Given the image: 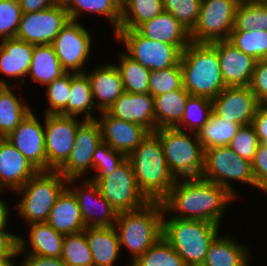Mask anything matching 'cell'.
I'll use <instances>...</instances> for the list:
<instances>
[{
  "instance_id": "cell-1",
  "label": "cell",
  "mask_w": 267,
  "mask_h": 266,
  "mask_svg": "<svg viewBox=\"0 0 267 266\" xmlns=\"http://www.w3.org/2000/svg\"><path fill=\"white\" fill-rule=\"evenodd\" d=\"M235 199L222 186L199 177L177 179L161 203L164 215L177 212L171 215L220 225L227 204Z\"/></svg>"
},
{
  "instance_id": "cell-2",
  "label": "cell",
  "mask_w": 267,
  "mask_h": 266,
  "mask_svg": "<svg viewBox=\"0 0 267 266\" xmlns=\"http://www.w3.org/2000/svg\"><path fill=\"white\" fill-rule=\"evenodd\" d=\"M139 190L149 201H161L177 180L171 173L159 137L153 132L126 157Z\"/></svg>"
},
{
  "instance_id": "cell-3",
  "label": "cell",
  "mask_w": 267,
  "mask_h": 266,
  "mask_svg": "<svg viewBox=\"0 0 267 266\" xmlns=\"http://www.w3.org/2000/svg\"><path fill=\"white\" fill-rule=\"evenodd\" d=\"M183 88L193 96L215 98L226 86L217 49L211 43L191 42L181 53Z\"/></svg>"
},
{
  "instance_id": "cell-4",
  "label": "cell",
  "mask_w": 267,
  "mask_h": 266,
  "mask_svg": "<svg viewBox=\"0 0 267 266\" xmlns=\"http://www.w3.org/2000/svg\"><path fill=\"white\" fill-rule=\"evenodd\" d=\"M163 217L161 201H149L138 209L118 214L114 227L121 249L126 246L132 254L131 263L163 236Z\"/></svg>"
},
{
  "instance_id": "cell-5",
  "label": "cell",
  "mask_w": 267,
  "mask_h": 266,
  "mask_svg": "<svg viewBox=\"0 0 267 266\" xmlns=\"http://www.w3.org/2000/svg\"><path fill=\"white\" fill-rule=\"evenodd\" d=\"M163 218V237L185 265H202L211 242L219 234V224L202 220Z\"/></svg>"
},
{
  "instance_id": "cell-6",
  "label": "cell",
  "mask_w": 267,
  "mask_h": 266,
  "mask_svg": "<svg viewBox=\"0 0 267 266\" xmlns=\"http://www.w3.org/2000/svg\"><path fill=\"white\" fill-rule=\"evenodd\" d=\"M68 179L57 170L38 171L20 189L18 214L28 224L46 222L57 198L67 187Z\"/></svg>"
},
{
  "instance_id": "cell-7",
  "label": "cell",
  "mask_w": 267,
  "mask_h": 266,
  "mask_svg": "<svg viewBox=\"0 0 267 266\" xmlns=\"http://www.w3.org/2000/svg\"><path fill=\"white\" fill-rule=\"evenodd\" d=\"M154 133L161 141L168 167L176 179L201 177L204 149L197 134L188 135L176 128H159Z\"/></svg>"
},
{
  "instance_id": "cell-8",
  "label": "cell",
  "mask_w": 267,
  "mask_h": 266,
  "mask_svg": "<svg viewBox=\"0 0 267 266\" xmlns=\"http://www.w3.org/2000/svg\"><path fill=\"white\" fill-rule=\"evenodd\" d=\"M201 178L222 186L236 199L238 196L232 185L229 184L230 180L256 187L251 162L241 158L229 146L204 150V167Z\"/></svg>"
},
{
  "instance_id": "cell-9",
  "label": "cell",
  "mask_w": 267,
  "mask_h": 266,
  "mask_svg": "<svg viewBox=\"0 0 267 266\" xmlns=\"http://www.w3.org/2000/svg\"><path fill=\"white\" fill-rule=\"evenodd\" d=\"M114 36L124 44L128 56L150 71L165 69L180 62L182 51L176 45L146 38L136 29H117Z\"/></svg>"
},
{
  "instance_id": "cell-10",
  "label": "cell",
  "mask_w": 267,
  "mask_h": 266,
  "mask_svg": "<svg viewBox=\"0 0 267 266\" xmlns=\"http://www.w3.org/2000/svg\"><path fill=\"white\" fill-rule=\"evenodd\" d=\"M240 0H201L198 20L190 31L191 41L211 43L228 40L234 28L235 11Z\"/></svg>"
},
{
  "instance_id": "cell-11",
  "label": "cell",
  "mask_w": 267,
  "mask_h": 266,
  "mask_svg": "<svg viewBox=\"0 0 267 266\" xmlns=\"http://www.w3.org/2000/svg\"><path fill=\"white\" fill-rule=\"evenodd\" d=\"M97 185L101 195L119 213L138 209L149 202L139 190L134 170L127 159Z\"/></svg>"
},
{
  "instance_id": "cell-12",
  "label": "cell",
  "mask_w": 267,
  "mask_h": 266,
  "mask_svg": "<svg viewBox=\"0 0 267 266\" xmlns=\"http://www.w3.org/2000/svg\"><path fill=\"white\" fill-rule=\"evenodd\" d=\"M46 171L58 170L74 147L78 126L84 121L61 114H44Z\"/></svg>"
},
{
  "instance_id": "cell-13",
  "label": "cell",
  "mask_w": 267,
  "mask_h": 266,
  "mask_svg": "<svg viewBox=\"0 0 267 266\" xmlns=\"http://www.w3.org/2000/svg\"><path fill=\"white\" fill-rule=\"evenodd\" d=\"M69 20L68 12L62 4L38 12L23 13L15 38L32 45L52 44Z\"/></svg>"
},
{
  "instance_id": "cell-14",
  "label": "cell",
  "mask_w": 267,
  "mask_h": 266,
  "mask_svg": "<svg viewBox=\"0 0 267 266\" xmlns=\"http://www.w3.org/2000/svg\"><path fill=\"white\" fill-rule=\"evenodd\" d=\"M82 23L69 20L54 38L52 46L66 72L84 73L83 66L86 64L91 48V34L84 28Z\"/></svg>"
},
{
  "instance_id": "cell-15",
  "label": "cell",
  "mask_w": 267,
  "mask_h": 266,
  "mask_svg": "<svg viewBox=\"0 0 267 266\" xmlns=\"http://www.w3.org/2000/svg\"><path fill=\"white\" fill-rule=\"evenodd\" d=\"M101 141V129L96 119L84 120L77 128L69 158L57 171L66 179L82 178L92 167V156Z\"/></svg>"
},
{
  "instance_id": "cell-16",
  "label": "cell",
  "mask_w": 267,
  "mask_h": 266,
  "mask_svg": "<svg viewBox=\"0 0 267 266\" xmlns=\"http://www.w3.org/2000/svg\"><path fill=\"white\" fill-rule=\"evenodd\" d=\"M78 178L68 179L67 186L75 195L86 227H112L117 221L119 212L101 195L99 187L90 179H83L80 188H73ZM72 187V189L70 188ZM99 209V215L96 212ZM96 215V216H94Z\"/></svg>"
},
{
  "instance_id": "cell-17",
  "label": "cell",
  "mask_w": 267,
  "mask_h": 266,
  "mask_svg": "<svg viewBox=\"0 0 267 266\" xmlns=\"http://www.w3.org/2000/svg\"><path fill=\"white\" fill-rule=\"evenodd\" d=\"M259 104L249 86L225 87L212 99V113L244 126L252 124Z\"/></svg>"
},
{
  "instance_id": "cell-18",
  "label": "cell",
  "mask_w": 267,
  "mask_h": 266,
  "mask_svg": "<svg viewBox=\"0 0 267 266\" xmlns=\"http://www.w3.org/2000/svg\"><path fill=\"white\" fill-rule=\"evenodd\" d=\"M6 139L39 171H46L45 133L33 111Z\"/></svg>"
},
{
  "instance_id": "cell-19",
  "label": "cell",
  "mask_w": 267,
  "mask_h": 266,
  "mask_svg": "<svg viewBox=\"0 0 267 266\" xmlns=\"http://www.w3.org/2000/svg\"><path fill=\"white\" fill-rule=\"evenodd\" d=\"M211 44L217 49L225 86H249L257 60L238 50L228 40H217Z\"/></svg>"
},
{
  "instance_id": "cell-20",
  "label": "cell",
  "mask_w": 267,
  "mask_h": 266,
  "mask_svg": "<svg viewBox=\"0 0 267 266\" xmlns=\"http://www.w3.org/2000/svg\"><path fill=\"white\" fill-rule=\"evenodd\" d=\"M101 129L102 140L126 157L150 134L143 126L123 121L101 112L100 119H96Z\"/></svg>"
},
{
  "instance_id": "cell-21",
  "label": "cell",
  "mask_w": 267,
  "mask_h": 266,
  "mask_svg": "<svg viewBox=\"0 0 267 266\" xmlns=\"http://www.w3.org/2000/svg\"><path fill=\"white\" fill-rule=\"evenodd\" d=\"M38 171L6 138H0V191L15 192Z\"/></svg>"
},
{
  "instance_id": "cell-22",
  "label": "cell",
  "mask_w": 267,
  "mask_h": 266,
  "mask_svg": "<svg viewBox=\"0 0 267 266\" xmlns=\"http://www.w3.org/2000/svg\"><path fill=\"white\" fill-rule=\"evenodd\" d=\"M154 105V97L149 93L124 92L106 112L123 121L139 124L153 133L155 131Z\"/></svg>"
},
{
  "instance_id": "cell-23",
  "label": "cell",
  "mask_w": 267,
  "mask_h": 266,
  "mask_svg": "<svg viewBox=\"0 0 267 266\" xmlns=\"http://www.w3.org/2000/svg\"><path fill=\"white\" fill-rule=\"evenodd\" d=\"M136 30L146 38L174 44L181 51L192 42L187 28L165 11L141 24Z\"/></svg>"
},
{
  "instance_id": "cell-24",
  "label": "cell",
  "mask_w": 267,
  "mask_h": 266,
  "mask_svg": "<svg viewBox=\"0 0 267 266\" xmlns=\"http://www.w3.org/2000/svg\"><path fill=\"white\" fill-rule=\"evenodd\" d=\"M89 78L96 107L100 112L107 111L115 100L124 93L123 82L114 64L101 65L91 73L84 72Z\"/></svg>"
},
{
  "instance_id": "cell-25",
  "label": "cell",
  "mask_w": 267,
  "mask_h": 266,
  "mask_svg": "<svg viewBox=\"0 0 267 266\" xmlns=\"http://www.w3.org/2000/svg\"><path fill=\"white\" fill-rule=\"evenodd\" d=\"M46 222L63 235L76 234L86 228L77 199L68 186L57 198Z\"/></svg>"
},
{
  "instance_id": "cell-26",
  "label": "cell",
  "mask_w": 267,
  "mask_h": 266,
  "mask_svg": "<svg viewBox=\"0 0 267 266\" xmlns=\"http://www.w3.org/2000/svg\"><path fill=\"white\" fill-rule=\"evenodd\" d=\"M34 45L17 38L1 40L0 43V73L16 77L24 84L22 77H28Z\"/></svg>"
},
{
  "instance_id": "cell-27",
  "label": "cell",
  "mask_w": 267,
  "mask_h": 266,
  "mask_svg": "<svg viewBox=\"0 0 267 266\" xmlns=\"http://www.w3.org/2000/svg\"><path fill=\"white\" fill-rule=\"evenodd\" d=\"M84 232L93 266H114L121 251L115 227H86Z\"/></svg>"
},
{
  "instance_id": "cell-28",
  "label": "cell",
  "mask_w": 267,
  "mask_h": 266,
  "mask_svg": "<svg viewBox=\"0 0 267 266\" xmlns=\"http://www.w3.org/2000/svg\"><path fill=\"white\" fill-rule=\"evenodd\" d=\"M219 235L211 242L202 266H248L252 256L248 246Z\"/></svg>"
},
{
  "instance_id": "cell-29",
  "label": "cell",
  "mask_w": 267,
  "mask_h": 266,
  "mask_svg": "<svg viewBox=\"0 0 267 266\" xmlns=\"http://www.w3.org/2000/svg\"><path fill=\"white\" fill-rule=\"evenodd\" d=\"M190 94L182 87L154 97L155 130L175 128L181 121Z\"/></svg>"
},
{
  "instance_id": "cell-30",
  "label": "cell",
  "mask_w": 267,
  "mask_h": 266,
  "mask_svg": "<svg viewBox=\"0 0 267 266\" xmlns=\"http://www.w3.org/2000/svg\"><path fill=\"white\" fill-rule=\"evenodd\" d=\"M6 82L0 79V138H6L32 111Z\"/></svg>"
},
{
  "instance_id": "cell-31",
  "label": "cell",
  "mask_w": 267,
  "mask_h": 266,
  "mask_svg": "<svg viewBox=\"0 0 267 266\" xmlns=\"http://www.w3.org/2000/svg\"><path fill=\"white\" fill-rule=\"evenodd\" d=\"M65 73L66 71L62 68L51 44L34 45L31 65L28 71L31 79L47 86Z\"/></svg>"
},
{
  "instance_id": "cell-32",
  "label": "cell",
  "mask_w": 267,
  "mask_h": 266,
  "mask_svg": "<svg viewBox=\"0 0 267 266\" xmlns=\"http://www.w3.org/2000/svg\"><path fill=\"white\" fill-rule=\"evenodd\" d=\"M89 78L85 73L70 72V95L68 98V116L76 117L84 114L83 120H95L92 114L95 106Z\"/></svg>"
},
{
  "instance_id": "cell-33",
  "label": "cell",
  "mask_w": 267,
  "mask_h": 266,
  "mask_svg": "<svg viewBox=\"0 0 267 266\" xmlns=\"http://www.w3.org/2000/svg\"><path fill=\"white\" fill-rule=\"evenodd\" d=\"M29 242L30 251L27 254H36L59 258L62 253L64 235L55 231L47 222L30 224Z\"/></svg>"
},
{
  "instance_id": "cell-34",
  "label": "cell",
  "mask_w": 267,
  "mask_h": 266,
  "mask_svg": "<svg viewBox=\"0 0 267 266\" xmlns=\"http://www.w3.org/2000/svg\"><path fill=\"white\" fill-rule=\"evenodd\" d=\"M163 11L162 0H121V21L118 29H137Z\"/></svg>"
},
{
  "instance_id": "cell-35",
  "label": "cell",
  "mask_w": 267,
  "mask_h": 266,
  "mask_svg": "<svg viewBox=\"0 0 267 266\" xmlns=\"http://www.w3.org/2000/svg\"><path fill=\"white\" fill-rule=\"evenodd\" d=\"M70 20L78 21L84 12L107 17L117 31L121 21V0H69L65 5Z\"/></svg>"
},
{
  "instance_id": "cell-36",
  "label": "cell",
  "mask_w": 267,
  "mask_h": 266,
  "mask_svg": "<svg viewBox=\"0 0 267 266\" xmlns=\"http://www.w3.org/2000/svg\"><path fill=\"white\" fill-rule=\"evenodd\" d=\"M241 126L215 116L213 113L207 123L197 132L203 149L228 146Z\"/></svg>"
},
{
  "instance_id": "cell-37",
  "label": "cell",
  "mask_w": 267,
  "mask_h": 266,
  "mask_svg": "<svg viewBox=\"0 0 267 266\" xmlns=\"http://www.w3.org/2000/svg\"><path fill=\"white\" fill-rule=\"evenodd\" d=\"M119 65L116 64L123 82L124 92L142 94L149 93L150 70L143 67L125 52L120 55Z\"/></svg>"
},
{
  "instance_id": "cell-38",
  "label": "cell",
  "mask_w": 267,
  "mask_h": 266,
  "mask_svg": "<svg viewBox=\"0 0 267 266\" xmlns=\"http://www.w3.org/2000/svg\"><path fill=\"white\" fill-rule=\"evenodd\" d=\"M267 31V5L256 0H240L235 11L232 31Z\"/></svg>"
},
{
  "instance_id": "cell-39",
  "label": "cell",
  "mask_w": 267,
  "mask_h": 266,
  "mask_svg": "<svg viewBox=\"0 0 267 266\" xmlns=\"http://www.w3.org/2000/svg\"><path fill=\"white\" fill-rule=\"evenodd\" d=\"M211 115V99L203 96L190 95L186 101L183 117L175 128L184 131L182 127H186L185 130L189 129L190 134H197V132L207 123Z\"/></svg>"
},
{
  "instance_id": "cell-40",
  "label": "cell",
  "mask_w": 267,
  "mask_h": 266,
  "mask_svg": "<svg viewBox=\"0 0 267 266\" xmlns=\"http://www.w3.org/2000/svg\"><path fill=\"white\" fill-rule=\"evenodd\" d=\"M131 266H185L183 259L162 236Z\"/></svg>"
},
{
  "instance_id": "cell-41",
  "label": "cell",
  "mask_w": 267,
  "mask_h": 266,
  "mask_svg": "<svg viewBox=\"0 0 267 266\" xmlns=\"http://www.w3.org/2000/svg\"><path fill=\"white\" fill-rule=\"evenodd\" d=\"M61 259L67 266H93L85 232L64 235Z\"/></svg>"
},
{
  "instance_id": "cell-42",
  "label": "cell",
  "mask_w": 267,
  "mask_h": 266,
  "mask_svg": "<svg viewBox=\"0 0 267 266\" xmlns=\"http://www.w3.org/2000/svg\"><path fill=\"white\" fill-rule=\"evenodd\" d=\"M228 41L238 50L259 61L267 57V31H231Z\"/></svg>"
},
{
  "instance_id": "cell-43",
  "label": "cell",
  "mask_w": 267,
  "mask_h": 266,
  "mask_svg": "<svg viewBox=\"0 0 267 266\" xmlns=\"http://www.w3.org/2000/svg\"><path fill=\"white\" fill-rule=\"evenodd\" d=\"M126 156L110 147L105 141H101L92 156V168L97 171L92 178L93 183H98L101 179L116 170L124 161Z\"/></svg>"
},
{
  "instance_id": "cell-44",
  "label": "cell",
  "mask_w": 267,
  "mask_h": 266,
  "mask_svg": "<svg viewBox=\"0 0 267 266\" xmlns=\"http://www.w3.org/2000/svg\"><path fill=\"white\" fill-rule=\"evenodd\" d=\"M183 87L180 62L165 69L151 71L149 78V94L153 97L169 93Z\"/></svg>"
},
{
  "instance_id": "cell-45",
  "label": "cell",
  "mask_w": 267,
  "mask_h": 266,
  "mask_svg": "<svg viewBox=\"0 0 267 266\" xmlns=\"http://www.w3.org/2000/svg\"><path fill=\"white\" fill-rule=\"evenodd\" d=\"M49 107L44 114L68 116V98L70 95V72H66L46 86Z\"/></svg>"
},
{
  "instance_id": "cell-46",
  "label": "cell",
  "mask_w": 267,
  "mask_h": 266,
  "mask_svg": "<svg viewBox=\"0 0 267 266\" xmlns=\"http://www.w3.org/2000/svg\"><path fill=\"white\" fill-rule=\"evenodd\" d=\"M163 10L172 14L190 32L197 23L201 0H162Z\"/></svg>"
},
{
  "instance_id": "cell-47",
  "label": "cell",
  "mask_w": 267,
  "mask_h": 266,
  "mask_svg": "<svg viewBox=\"0 0 267 266\" xmlns=\"http://www.w3.org/2000/svg\"><path fill=\"white\" fill-rule=\"evenodd\" d=\"M19 0H0V39L15 38L22 18Z\"/></svg>"
},
{
  "instance_id": "cell-48",
  "label": "cell",
  "mask_w": 267,
  "mask_h": 266,
  "mask_svg": "<svg viewBox=\"0 0 267 266\" xmlns=\"http://www.w3.org/2000/svg\"><path fill=\"white\" fill-rule=\"evenodd\" d=\"M259 143L254 126L249 124L238 129L228 146L241 158L252 162Z\"/></svg>"
},
{
  "instance_id": "cell-49",
  "label": "cell",
  "mask_w": 267,
  "mask_h": 266,
  "mask_svg": "<svg viewBox=\"0 0 267 266\" xmlns=\"http://www.w3.org/2000/svg\"><path fill=\"white\" fill-rule=\"evenodd\" d=\"M249 88L260 104H267V57L256 62Z\"/></svg>"
},
{
  "instance_id": "cell-50",
  "label": "cell",
  "mask_w": 267,
  "mask_h": 266,
  "mask_svg": "<svg viewBox=\"0 0 267 266\" xmlns=\"http://www.w3.org/2000/svg\"><path fill=\"white\" fill-rule=\"evenodd\" d=\"M251 169L257 189L267 192V145L259 143L251 162Z\"/></svg>"
},
{
  "instance_id": "cell-51",
  "label": "cell",
  "mask_w": 267,
  "mask_h": 266,
  "mask_svg": "<svg viewBox=\"0 0 267 266\" xmlns=\"http://www.w3.org/2000/svg\"><path fill=\"white\" fill-rule=\"evenodd\" d=\"M7 225L0 227V256H17L26 250L25 238L6 231Z\"/></svg>"
},
{
  "instance_id": "cell-52",
  "label": "cell",
  "mask_w": 267,
  "mask_h": 266,
  "mask_svg": "<svg viewBox=\"0 0 267 266\" xmlns=\"http://www.w3.org/2000/svg\"><path fill=\"white\" fill-rule=\"evenodd\" d=\"M259 142L267 140V104H259L252 121Z\"/></svg>"
},
{
  "instance_id": "cell-53",
  "label": "cell",
  "mask_w": 267,
  "mask_h": 266,
  "mask_svg": "<svg viewBox=\"0 0 267 266\" xmlns=\"http://www.w3.org/2000/svg\"><path fill=\"white\" fill-rule=\"evenodd\" d=\"M22 261L20 266H67L61 257L54 258L36 254L26 253V256Z\"/></svg>"
},
{
  "instance_id": "cell-54",
  "label": "cell",
  "mask_w": 267,
  "mask_h": 266,
  "mask_svg": "<svg viewBox=\"0 0 267 266\" xmlns=\"http://www.w3.org/2000/svg\"><path fill=\"white\" fill-rule=\"evenodd\" d=\"M23 13H33L57 5L55 0H19Z\"/></svg>"
},
{
  "instance_id": "cell-55",
  "label": "cell",
  "mask_w": 267,
  "mask_h": 266,
  "mask_svg": "<svg viewBox=\"0 0 267 266\" xmlns=\"http://www.w3.org/2000/svg\"><path fill=\"white\" fill-rule=\"evenodd\" d=\"M8 206L4 202V200L0 199V227L8 225V220H9V211L7 208Z\"/></svg>"
},
{
  "instance_id": "cell-56",
  "label": "cell",
  "mask_w": 267,
  "mask_h": 266,
  "mask_svg": "<svg viewBox=\"0 0 267 266\" xmlns=\"http://www.w3.org/2000/svg\"><path fill=\"white\" fill-rule=\"evenodd\" d=\"M12 258L14 256H0V266H16Z\"/></svg>"
},
{
  "instance_id": "cell-57",
  "label": "cell",
  "mask_w": 267,
  "mask_h": 266,
  "mask_svg": "<svg viewBox=\"0 0 267 266\" xmlns=\"http://www.w3.org/2000/svg\"><path fill=\"white\" fill-rule=\"evenodd\" d=\"M57 4L65 5L69 0H55Z\"/></svg>"
},
{
  "instance_id": "cell-58",
  "label": "cell",
  "mask_w": 267,
  "mask_h": 266,
  "mask_svg": "<svg viewBox=\"0 0 267 266\" xmlns=\"http://www.w3.org/2000/svg\"><path fill=\"white\" fill-rule=\"evenodd\" d=\"M258 3L267 5V0H256Z\"/></svg>"
},
{
  "instance_id": "cell-59",
  "label": "cell",
  "mask_w": 267,
  "mask_h": 266,
  "mask_svg": "<svg viewBox=\"0 0 267 266\" xmlns=\"http://www.w3.org/2000/svg\"><path fill=\"white\" fill-rule=\"evenodd\" d=\"M185 266H202V265H185Z\"/></svg>"
}]
</instances>
